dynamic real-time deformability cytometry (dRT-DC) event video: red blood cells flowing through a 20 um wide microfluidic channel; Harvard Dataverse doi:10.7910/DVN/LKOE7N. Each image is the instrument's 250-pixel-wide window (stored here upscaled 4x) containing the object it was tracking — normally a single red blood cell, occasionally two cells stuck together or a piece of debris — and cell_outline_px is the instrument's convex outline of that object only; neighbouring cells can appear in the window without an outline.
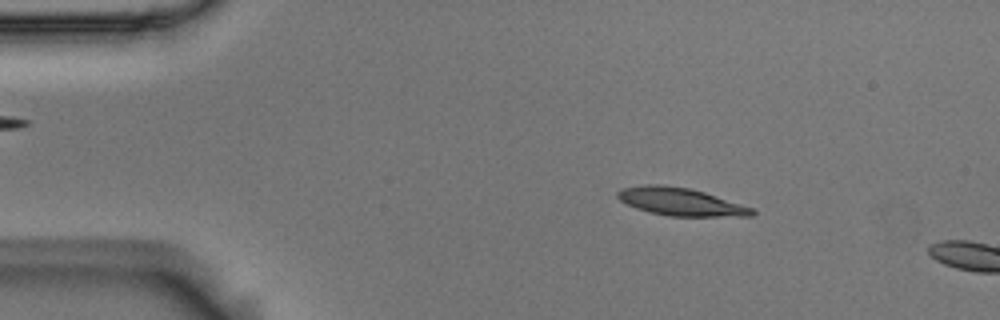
{"species": "Egyptian fruit bat (a non-hibernating species)", "species_latin": "Rousettus aegyptiacus", "temperature_condition": "room temperature", "stored_images_in_passage": 7, "camera_frame_rate_fps": 3000, "um_per_image_px": 0.085, "animal": {"sex": "male"}, "frame": {"image": 1, "passage_image": 4, "time_ms": 1.0, "image_size_px": [1000, 320], "cell_outline_px": [[756, 212], [752, 216], [668, 216], [636, 208], [620, 200], [616, 196], [616, 192], [620, 188], [644, 184], [660, 184], [688, 188], [704, 192], [752, 208]], "centroid_in_image_um": [57.8, 17.14], "position_along_channel_um": 27.2, "area_um2": 21.56}}